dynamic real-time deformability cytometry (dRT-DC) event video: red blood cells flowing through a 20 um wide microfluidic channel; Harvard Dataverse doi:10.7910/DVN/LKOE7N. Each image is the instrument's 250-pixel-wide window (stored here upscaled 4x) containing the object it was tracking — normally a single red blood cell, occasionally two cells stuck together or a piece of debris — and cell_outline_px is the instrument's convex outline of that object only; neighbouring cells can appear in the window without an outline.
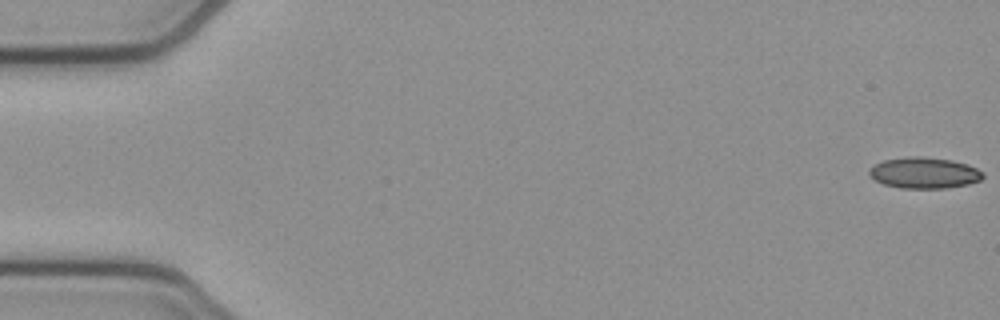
{"species": "common noctule bat (a hibernating species)", "species_latin": "Nyctalus noctula", "temperature_condition": "cold", "stored_images_in_passage": 53, "camera_frame_rate_fps": 3000, "um_per_image_px": 0.085, "animal": {"sex": "female", "body_mass_g": 21.9}, "frame": {"image": 1, "passage_image": 1, "time_ms": 0.0, "image_size_px": [1000, 320], "cell_outline_px": [[984, 176], [980, 180], [968, 184], [948, 188], [900, 188], [884, 184], [876, 180], [868, 172], [868, 168], [872, 164], [884, 160], [908, 156], [920, 156], [952, 160], [968, 164], [984, 172]], "centroid_in_image_um": [78.55, 14.68], "position_along_channel_um": 6.4, "area_um2": 20.75}}
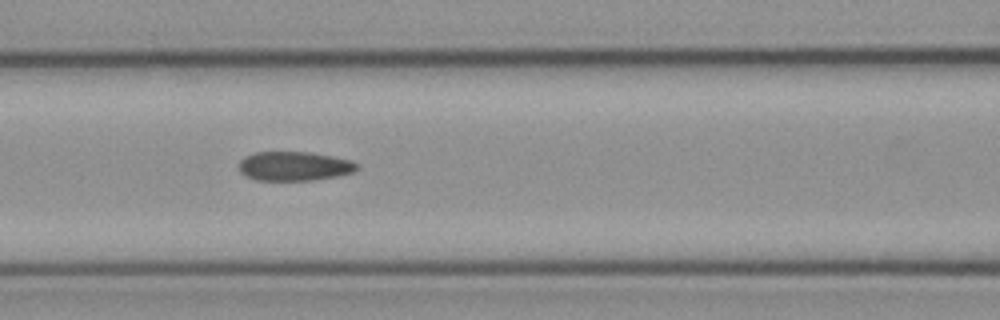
{"frame": {"image": 2, "passage_image": 23, "time_ms": 7.333, "image_size_px": [1000, 320], "cell_outline_px": [[360, 168], [352, 172], [340, 176], [312, 180], [256, 180], [244, 176], [240, 172], [240, 160], [244, 156], [256, 152], [312, 152], [352, 160], [360, 164]], "centroid_in_image_um": [25.05, 14.12], "position_along_channel_um": 141.6, "area_um2": 20.35}}
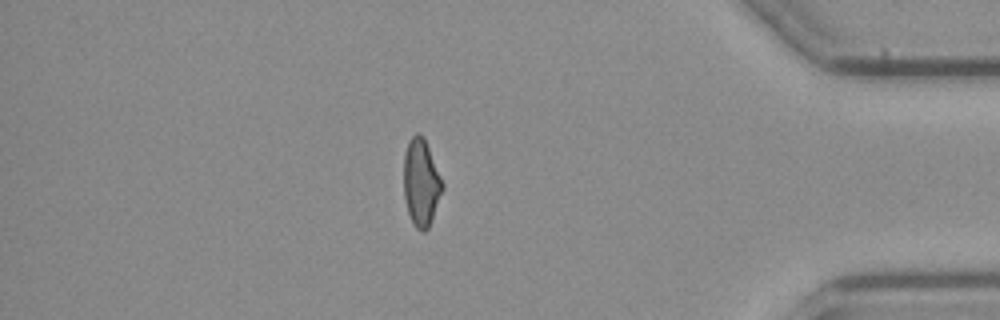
{"frame": {"image": 3, "passage_image": 46, "time_ms": 15.0, "image_size_px": [1000, 320], "cell_outline_px": [[444, 188], [428, 228], [424, 232], [420, 232], [412, 224], [404, 200], [404, 152], [408, 140], [416, 132], [420, 132], [424, 136], [444, 184]], "centroid_in_image_um": [35.79, 15.5], "position_along_channel_um": 399.4, "area_um2": 19.94}, "authors_computed_cell_mechanics": {"area_um2": 20.519, "velocity_mm_per_s": 3.8653, "shape_relaxation_time_tau1_ms": null, "shape_relaxation_time_tau2_ms": 2.8578, "deformation_change_tau1": null, "deformation_change_tau2": 0.1009}}